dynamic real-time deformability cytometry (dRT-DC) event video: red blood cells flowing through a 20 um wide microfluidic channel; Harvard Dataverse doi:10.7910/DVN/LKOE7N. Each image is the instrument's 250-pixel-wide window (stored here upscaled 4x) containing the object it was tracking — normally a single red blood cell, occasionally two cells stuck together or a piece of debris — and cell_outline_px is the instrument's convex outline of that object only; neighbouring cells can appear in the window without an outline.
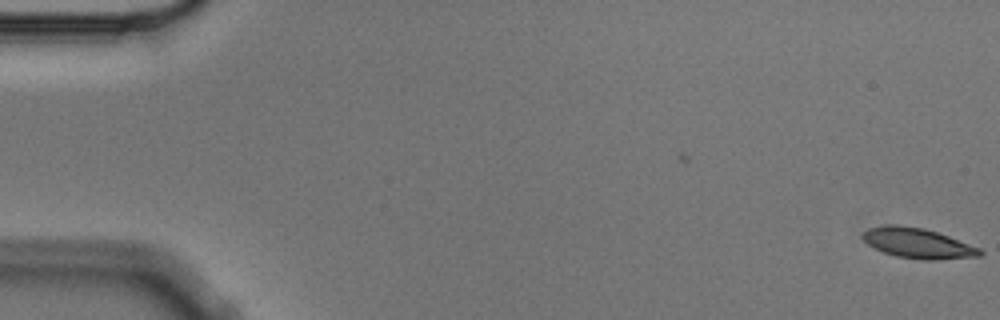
{"species": "Egyptian fruit bat (a non-hibernating species)", "species_latin": "Rousettus aegyptiacus", "temperature_condition": "cold", "stored_images_in_passage": 6, "segment_of_instrument_passage": [1, 2], "camera_frame_rate_fps": 3000, "um_per_image_px": 0.085, "animal": {"sex": "male"}, "frame": {"image": 1, "passage_image": 1, "time_ms": 0.0, "image_size_px": [1000, 320], "cell_outline_px": [[984, 252], [980, 256], [936, 260], [920, 260], [896, 256], [884, 252], [868, 244], [860, 236], [868, 228], [884, 224], [896, 224], [924, 228], [948, 236], [980, 248]], "centroid_in_image_um": [78.0, 20.67], "position_along_channel_um": 7.0, "area_um2": 20.63}}
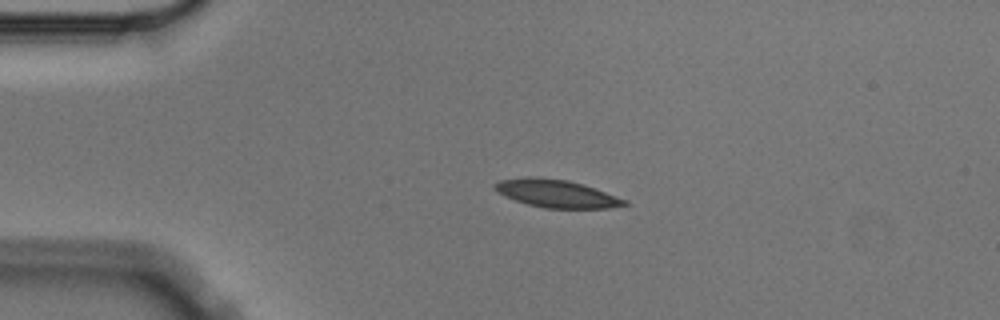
{"frame": {"image": 2, "passage_image": 4, "time_ms": 1.0, "image_size_px": [1000, 320], "cell_outline_px": [[628, 204], [608, 208], [544, 208], [528, 204], [516, 200], [492, 188], [492, 184], [500, 180], [528, 176], [568, 180], [584, 184], [628, 200]], "centroid_in_image_um": [47.32, 16.44], "position_along_channel_um": 37.7, "area_um2": 20.87}}